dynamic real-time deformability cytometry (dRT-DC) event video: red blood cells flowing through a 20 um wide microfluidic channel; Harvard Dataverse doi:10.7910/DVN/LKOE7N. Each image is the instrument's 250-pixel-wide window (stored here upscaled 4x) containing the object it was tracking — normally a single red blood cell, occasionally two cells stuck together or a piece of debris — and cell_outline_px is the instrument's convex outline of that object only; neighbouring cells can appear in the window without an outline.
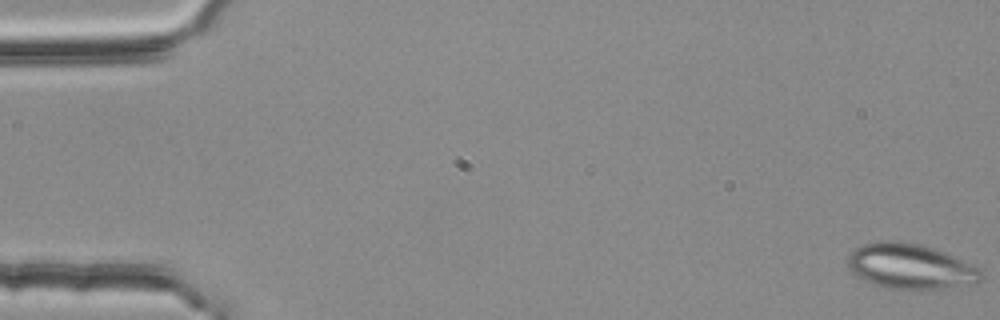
{"species": "common noctule bat (a hibernating species)", "species_latin": "Nyctalus noctula", "temperature_condition": "room temperature", "stored_images_in_passage": 53, "camera_frame_rate_fps": 3000, "um_per_image_px": 0.085, "animal": {"sex": "female", "body_mass_g": 25.1}, "frame": {"image": 1, "passage_image": 1, "time_ms": 0.0, "image_size_px": [1000, 320], "cell_outline_px": [[980, 280], [976, 284], [940, 288], [884, 288], [864, 280], [856, 276], [848, 268], [848, 256], [856, 248], [864, 244], [884, 240], [900, 240], [920, 244], [944, 252], [976, 268], [980, 272]], "centroid_in_image_um": [77.31, 22.63], "position_along_channel_um": 7.7, "area_um2": 34.51}}
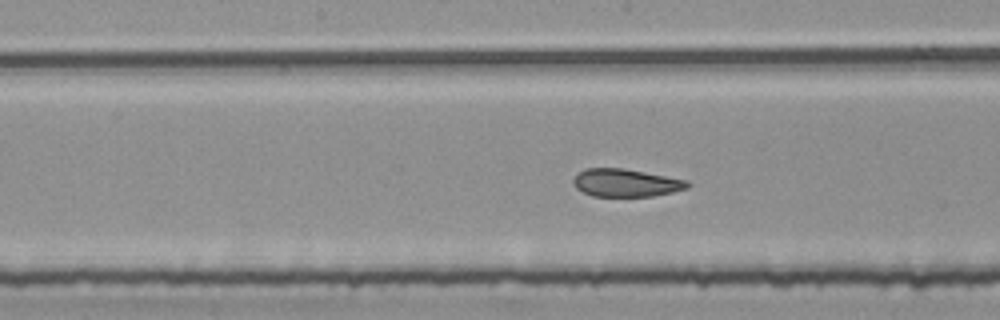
{"frame": {"image": 2, "passage_image": 28, "time_ms": 9.0, "image_size_px": [1000, 320], "cell_outline_px": [[692, 184], [688, 188], [672, 192], [652, 196], [592, 196], [576, 188], [572, 184], [572, 180], [576, 172], [584, 168], [624, 168], [688, 180]], "centroid_in_image_um": [53.17, 15.53], "position_along_channel_um": 195.0, "area_um2": 18.73}}
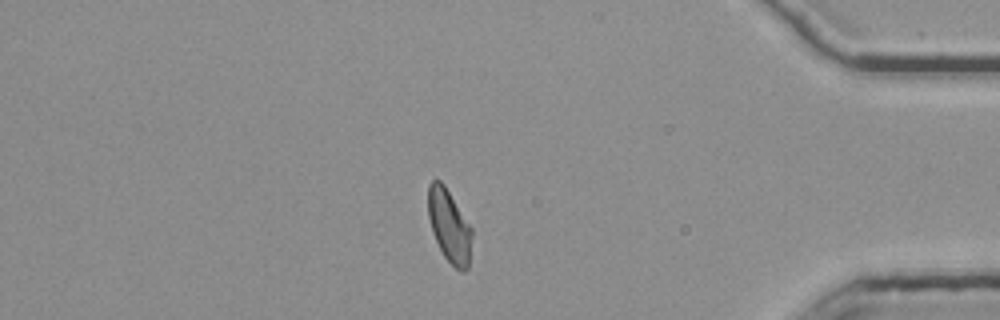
{"frame": {"image": 3, "passage_image": 47, "time_ms": 15.333, "image_size_px": [1000, 320], "cell_outline_px": [[472, 236], [468, 268], [464, 272], [460, 272], [444, 256], [432, 232], [428, 216], [428, 184], [432, 180], [440, 180], [444, 184], [472, 228]], "centroid_in_image_um": [38.18, 19.2], "position_along_channel_um": 397.0, "area_um2": 18.5}, "authors_computed_cell_mechanics": {"area_um2": 19.4208, "velocity_mm_per_s": 3.7737, "shape_relaxation_time_tau1_ms": null, "shape_relaxation_time_tau2_ms": 1.431, "deformation_change_tau1": null, "deformation_change_tau2": 0.0891}}